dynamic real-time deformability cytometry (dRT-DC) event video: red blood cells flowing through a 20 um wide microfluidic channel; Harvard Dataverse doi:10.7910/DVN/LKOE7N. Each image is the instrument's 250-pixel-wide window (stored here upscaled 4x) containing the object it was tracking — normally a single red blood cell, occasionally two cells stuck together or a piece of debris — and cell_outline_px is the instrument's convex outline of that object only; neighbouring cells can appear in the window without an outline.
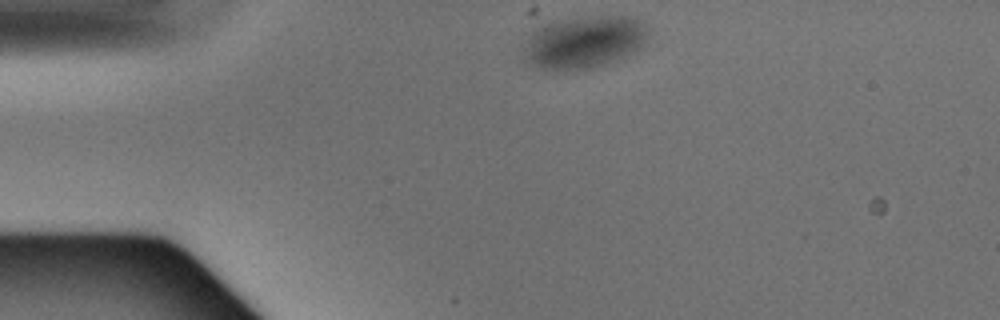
{"species": "Egyptian fruit bat (a non-hibernating species)", "species_latin": "Rousettus aegyptiacus", "temperature_condition": "warm", "stored_images_in_passage": 2, "camera_frame_rate_fps": 3000, "um_per_image_px": 0.085, "animal": {"sex": "male"}, "frame": {"image": 1, "passage_image": 1, "time_ms": 0.0, "image_size_px": [1000, 320], "cell_outline_px": [[652, 32], [644, 44], [640, 48], [628, 56], [608, 64], [588, 68], [544, 68], [532, 64], [524, 56], [528, 36], [532, 32], [556, 20], [580, 16], [640, 16]], "centroid_in_image_um": [49.81, 3.52], "position_along_channel_um": 35.2, "area_um2": 38.09}}
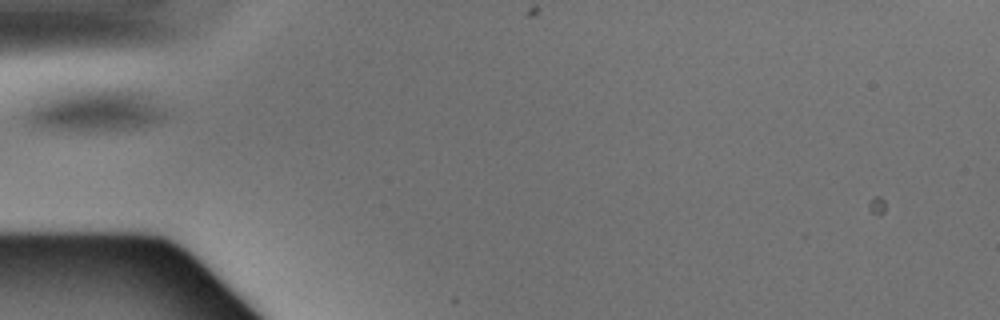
{"frame": {"image": 2, "passage_image": 2, "time_ms": 0.333, "image_size_px": [1000, 320], "cell_outline_px": [[164, 120], [152, 124], [136, 128], [52, 128], [32, 124], [24, 116], [20, 96], [36, 88], [52, 84], [128, 84], [152, 92], [164, 112]], "centroid_in_image_um": [7.77, 9.05], "position_along_channel_um": 77.2, "area_um2": 40.23}}